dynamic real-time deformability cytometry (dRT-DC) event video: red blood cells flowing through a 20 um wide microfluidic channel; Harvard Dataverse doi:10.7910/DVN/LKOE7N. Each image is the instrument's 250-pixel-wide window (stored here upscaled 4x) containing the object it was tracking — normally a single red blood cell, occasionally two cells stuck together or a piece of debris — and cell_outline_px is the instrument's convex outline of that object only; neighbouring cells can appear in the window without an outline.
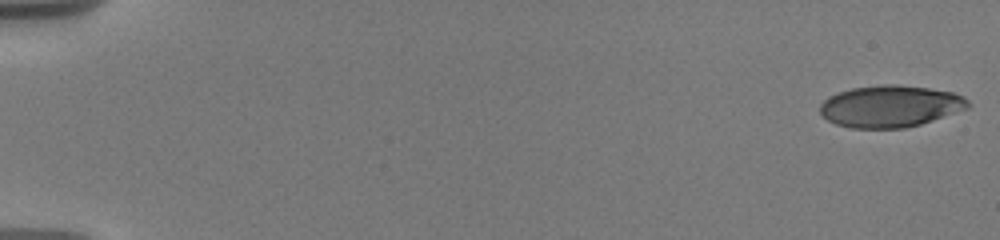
{"species": "human", "species_latin": "Homo sapiens", "temperature_condition": "warm", "stored_images_in_passage": 36, "camera_frame_rate_fps": 3000, "um_per_image_px": 0.085, "donor": {"sex": "male"}, "frame": {"image": 1, "passage_image": 1, "time_ms": 0.0, "image_size_px": [1000, 240], "cell_outline_px": [[968, 108], [920, 124], [904, 128], [848, 128], [836, 124], [828, 120], [820, 112], [820, 104], [828, 96], [836, 92], [852, 88], [880, 84], [896, 84], [928, 88], [952, 92], [964, 96], [968, 100]], "centroid_in_image_um": [75.63, 9.02], "position_along_channel_um": 9.4, "area_um2": 36.07}}
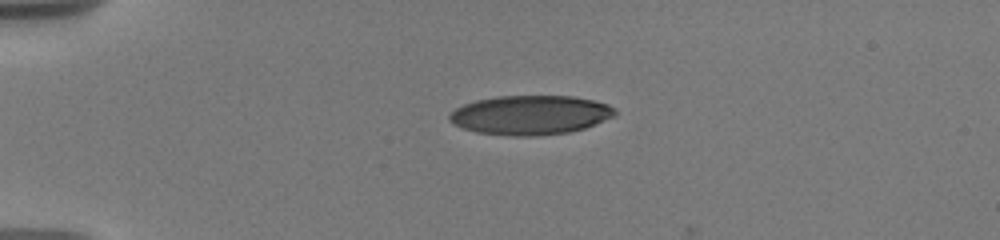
{"frame": {"image": 2, "passage_image": 25, "time_ms": 4.333, "image_size_px": [1000, 240], "cell_outline_px": [[616, 112], [612, 116], [584, 128], [568, 132], [536, 136], [512, 136], [476, 132], [460, 128], [452, 124], [448, 120], [448, 116], [456, 108], [464, 104], [476, 100], [500, 96], [572, 96], [592, 100], [608, 104]], "centroid_in_image_um": [45.0, 9.78], "position_along_channel_um": 40.0, "area_um2": 37.69}}